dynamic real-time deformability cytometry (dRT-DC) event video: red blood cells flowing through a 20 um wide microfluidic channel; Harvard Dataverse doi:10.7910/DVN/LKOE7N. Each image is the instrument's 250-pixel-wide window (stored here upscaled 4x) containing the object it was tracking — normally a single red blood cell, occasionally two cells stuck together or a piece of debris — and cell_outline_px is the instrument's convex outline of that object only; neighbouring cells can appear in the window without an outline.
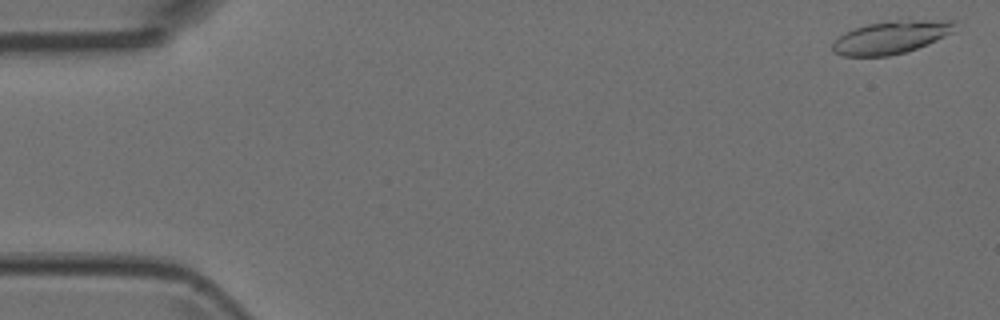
{"species": "Egyptian fruit bat (a non-hibernating species)", "species_latin": "Rousettus aegyptiacus", "temperature_condition": "room temperature", "stored_images_in_passage": 4, "camera_frame_rate_fps": 3000, "um_per_image_px": 0.085, "animal": {"sex": "female"}, "frame": {"image": 1, "passage_image": 1, "time_ms": 0.0, "image_size_px": [1000, 320], "cell_outline_px": [[956, 32], [928, 44], [904, 52], [888, 56], [844, 56], [832, 52], [832, 44], [840, 36], [856, 28], [868, 24], [908, 16], [956, 20]], "centroid_in_image_um": [75.9, 3.1], "position_along_channel_um": 9.1, "area_um2": 24.45}}